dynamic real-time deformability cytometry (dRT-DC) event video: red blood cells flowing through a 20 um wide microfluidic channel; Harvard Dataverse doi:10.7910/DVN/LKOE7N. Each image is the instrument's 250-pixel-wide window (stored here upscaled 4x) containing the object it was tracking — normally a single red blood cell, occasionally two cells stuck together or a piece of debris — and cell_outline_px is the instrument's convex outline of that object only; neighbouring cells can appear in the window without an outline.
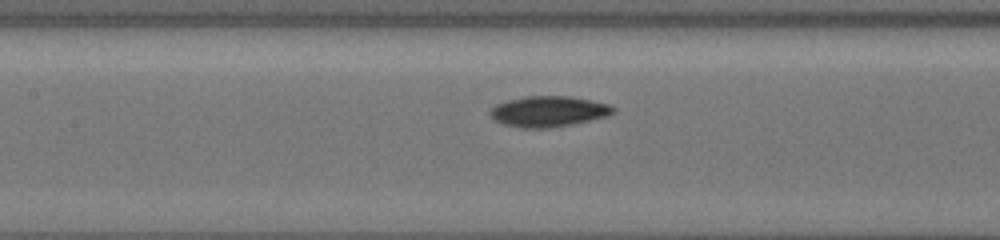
{"species": "common noctule bat (a hibernating species)", "species_latin": "Nyctalus noctula", "temperature_condition": "cold", "stored_images_in_passage": 11, "segment_of_instrument_passage": [2, 2], "camera_frame_rate_fps": 3000, "um_per_image_px": 0.085, "animal": {"sex": "female", "body_mass_g": 19.5, "forearm_length_mm": 54.1}, "frame": {"image": 1, "passage_image": 11, "time_ms": 8.333, "image_size_px": [1000, 240], "cell_outline_px": [[616, 112], [608, 116], [572, 124], [544, 128], [520, 128], [504, 124], [496, 120], [488, 112], [496, 104], [504, 100], [524, 96], [568, 96], [592, 100], [608, 104], [616, 108]], "centroid_in_image_um": [46.63, 9.46], "position_along_channel_um": 160.8, "area_um2": 22.08}}